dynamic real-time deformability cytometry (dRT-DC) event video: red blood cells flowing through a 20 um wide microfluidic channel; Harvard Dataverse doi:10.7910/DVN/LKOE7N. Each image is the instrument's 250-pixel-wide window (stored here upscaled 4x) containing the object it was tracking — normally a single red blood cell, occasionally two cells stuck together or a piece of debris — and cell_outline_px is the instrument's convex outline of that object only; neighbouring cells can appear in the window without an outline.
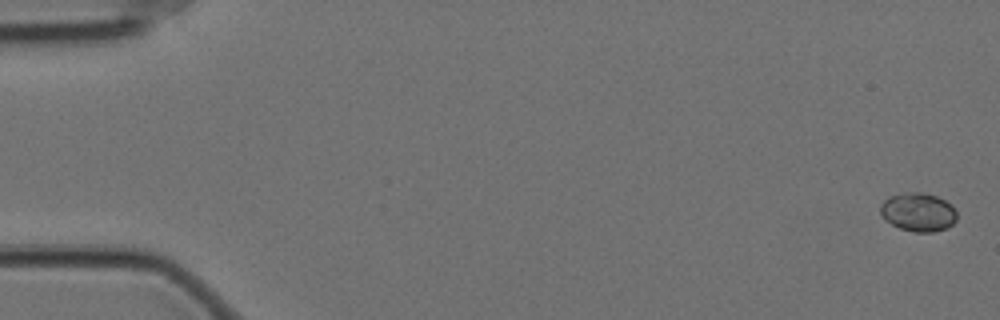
{"species": "Egyptian fruit bat (a non-hibernating species)", "species_latin": "Rousettus aegyptiacus", "temperature_condition": "cold", "stored_images_in_passage": 52, "camera_frame_rate_fps": 3000, "um_per_image_px": 0.085, "animal": {"sex": "female"}, "frame": {"image": 1, "passage_image": 1, "time_ms": 0.0, "image_size_px": [1000, 320], "cell_outline_px": [[956, 220], [948, 228], [932, 232], [912, 232], [900, 228], [892, 224], [880, 212], [880, 204], [884, 200], [892, 196], [908, 192], [920, 192], [936, 196], [944, 200], [956, 212]], "centroid_in_image_um": [78.05, 18.04], "position_along_channel_um": 7.0, "area_um2": 16.88}}
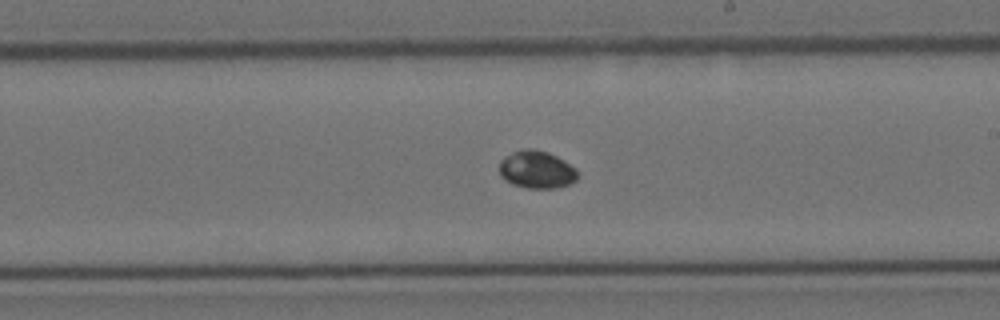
{"frame": {"image": 2, "passage_image": 34, "time_ms": 11.0, "image_size_px": [1000, 320], "cell_outline_px": [[580, 176], [576, 180], [568, 184], [556, 188], [528, 188], [512, 184], [504, 180], [500, 176], [500, 160], [504, 156], [512, 152], [524, 148], [532, 148], [548, 152], [564, 160], [576, 168], [580, 172]], "centroid_in_image_um": [45.63, 14.41], "position_along_channel_um": 243.4, "area_um2": 17.46}}
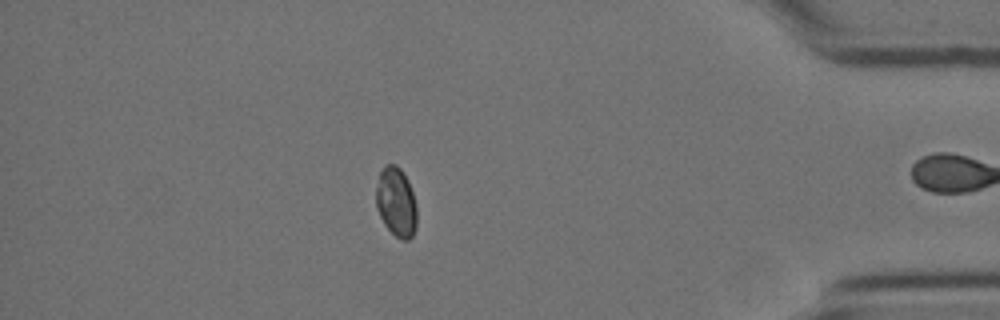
{"frame": {"image": 3, "passage_image": 51, "time_ms": 16.667, "image_size_px": [1000, 320], "cell_outline_px": [[416, 228], [412, 236], [408, 240], [400, 240], [384, 224], [376, 208], [376, 188], [380, 172], [384, 164], [396, 164], [404, 172], [408, 180], [416, 204]], "centroid_in_image_um": [33.67, 17.16], "position_along_channel_um": 401.5, "area_um2": 16.59}}